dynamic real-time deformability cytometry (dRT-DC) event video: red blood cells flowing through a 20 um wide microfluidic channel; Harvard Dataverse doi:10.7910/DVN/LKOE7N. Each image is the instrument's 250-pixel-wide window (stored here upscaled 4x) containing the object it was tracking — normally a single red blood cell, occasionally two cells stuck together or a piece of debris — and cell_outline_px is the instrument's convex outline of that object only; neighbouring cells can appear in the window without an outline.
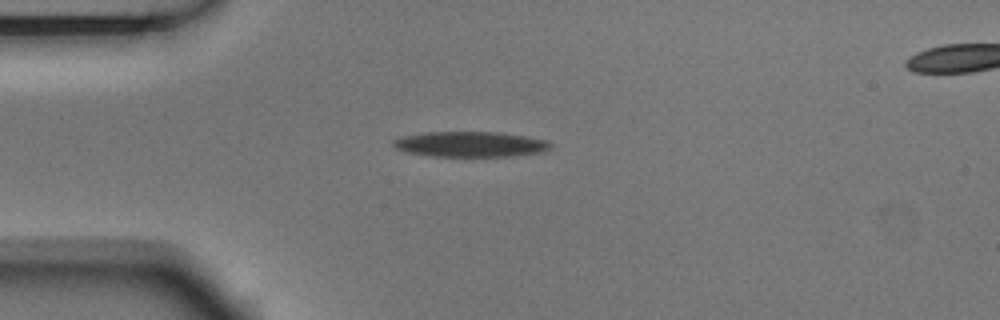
{"species": "Egyptian fruit bat (a non-hibernating species)", "species_latin": "Rousettus aegyptiacus", "temperature_condition": "room temperature", "stored_images_in_passage": 4, "camera_frame_rate_fps": 3000, "um_per_image_px": 0.085, "animal": {"sex": "male"}, "frame": {"image": 1, "passage_image": 2, "time_ms": 0.333, "image_size_px": [1000, 320], "cell_outline_px": [[556, 144], [552, 148], [544, 152], [512, 156], [432, 156], [408, 152], [396, 148], [392, 144], [392, 140], [400, 136], [424, 132], [500, 132], [548, 140]], "centroid_in_image_um": [40.03, 12.25], "position_along_channel_um": 45.0, "area_um2": 23.52}}
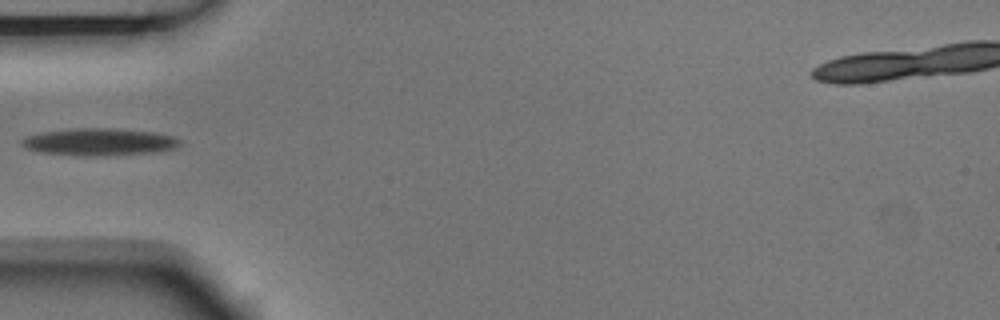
{"frame": {"image": 2, "passage_image": 3, "time_ms": 0.667, "image_size_px": [1000, 320], "cell_outline_px": [[180, 144], [176, 148], [152, 152], [100, 156], [80, 156], [40, 152], [24, 148], [20, 144], [20, 140], [28, 136], [40, 132], [76, 128], [108, 128], [152, 132], [172, 136], [180, 140]], "centroid_in_image_um": [8.37, 12.07], "position_along_channel_um": 76.6, "area_um2": 25.03}}
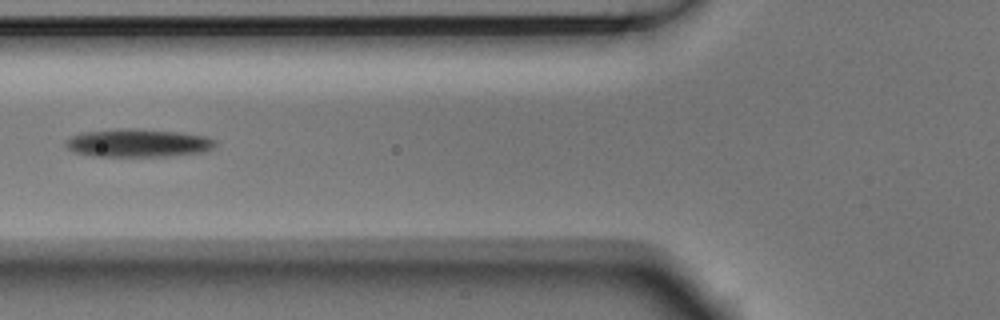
{"frame": {"image": 3, "passage_image": 4, "time_ms": 1.0, "image_size_px": [1000, 320], "cell_outline_px": [[216, 144], [212, 148], [200, 152], [164, 156], [92, 156], [76, 152], [68, 148], [64, 144], [64, 140], [80, 132], [116, 128], [136, 128], [180, 132], [204, 136], [216, 140]], "centroid_in_image_um": [11.67, 12.13], "position_along_channel_um": 114.1, "area_um2": 24.57}}